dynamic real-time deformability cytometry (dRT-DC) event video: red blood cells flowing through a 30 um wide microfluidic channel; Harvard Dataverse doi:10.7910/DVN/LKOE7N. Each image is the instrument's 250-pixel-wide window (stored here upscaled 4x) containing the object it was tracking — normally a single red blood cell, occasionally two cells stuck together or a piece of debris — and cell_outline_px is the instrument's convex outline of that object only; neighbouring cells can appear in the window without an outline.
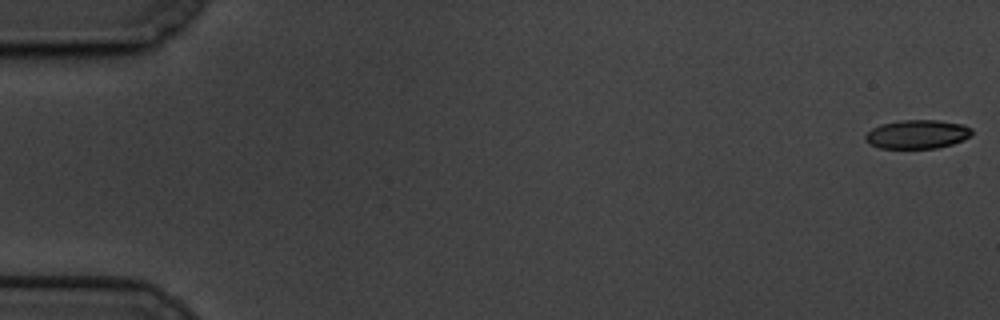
{"species": "common noctule bat (a hibernating species)", "species_latin": "Nyctalus noctula", "temperature_condition": "cold", "stored_images_in_passage": 60, "camera_frame_rate_fps": 3000, "um_per_image_px": 0.085, "animal": {"sex": "male", "body_mass_g": 19.5, "forearm_length_mm": 54.6}, "frame": {"image": 1, "passage_image": 1, "time_ms": 0.0, "image_size_px": [1000, 320], "cell_outline_px": [[972, 136], [964, 140], [952, 144], [936, 148], [880, 148], [864, 140], [864, 136], [872, 128], [880, 124], [900, 120], [940, 120], [964, 124], [972, 128]], "centroid_in_image_um": [78.0, 11.4], "position_along_channel_um": 7.0, "area_um2": 18.03}}
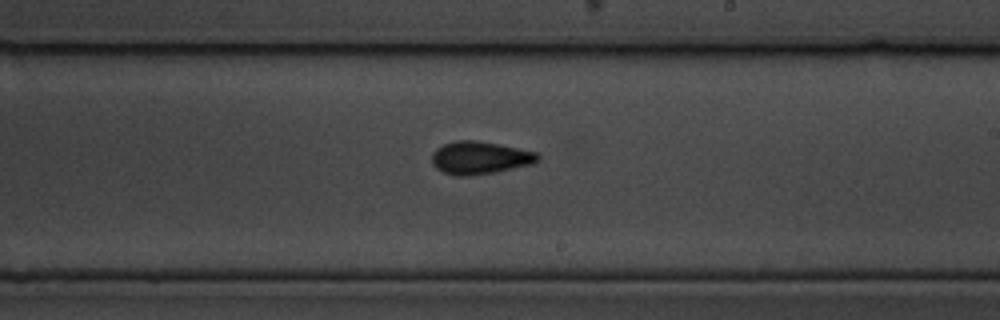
{"frame": {"image": 2, "passage_image": 36, "time_ms": 11.667, "image_size_px": [1000, 320], "cell_outline_px": [[540, 160], [532, 164], [492, 172], [464, 176], [456, 176], [444, 172], [436, 168], [432, 164], [432, 152], [436, 148], [444, 144], [456, 140], [476, 140], [500, 144], [536, 152], [540, 156]], "centroid_in_image_um": [40.77, 13.39], "position_along_channel_um": 248.2, "area_um2": 20.11}}
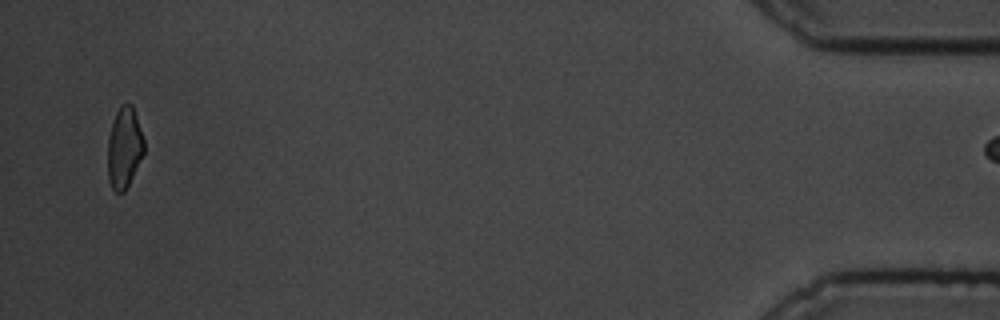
{"frame": {"image": 3, "passage_image": 59, "time_ms": 19.333, "image_size_px": [1000, 320], "cell_outline_px": [[144, 152], [124, 192], [116, 192], [112, 188], [108, 180], [108, 136], [116, 112], [120, 104], [132, 104], [144, 140]], "centroid_in_image_um": [10.55, 12.54], "position_along_channel_um": 424.7, "area_um2": 16.88}}